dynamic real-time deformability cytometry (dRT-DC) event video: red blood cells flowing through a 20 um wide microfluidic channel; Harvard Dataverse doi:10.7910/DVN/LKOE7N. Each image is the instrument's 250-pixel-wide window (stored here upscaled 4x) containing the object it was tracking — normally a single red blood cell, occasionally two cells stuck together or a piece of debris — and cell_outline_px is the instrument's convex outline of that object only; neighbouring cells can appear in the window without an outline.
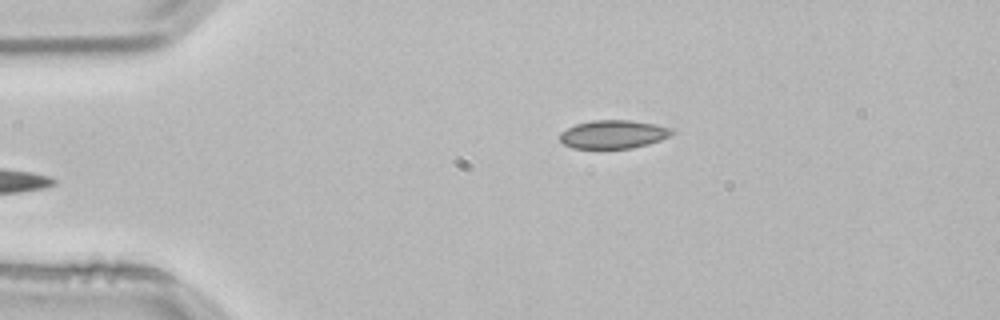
{"species": "common noctule bat (a hibernating species)", "species_latin": "Nyctalus noctula", "temperature_condition": "room temperature", "stored_images_in_passage": 2, "camera_frame_rate_fps": 3000, "um_per_image_px": 0.085, "animal": {"sex": "male", "body_mass_g": 21.5, "forearm_length_mm": 52.0}, "frame": {"image": 1, "passage_image": 2, "time_ms": 0.333, "image_size_px": [1000, 320], "cell_outline_px": [[676, 132], [660, 140], [648, 144], [632, 148], [572, 148], [564, 144], [560, 140], [560, 132], [576, 124], [592, 120], [632, 120], [656, 124], [672, 128]], "centroid_in_image_um": [52.15, 11.41], "position_along_channel_um": 32.8, "area_um2": 18.55}}